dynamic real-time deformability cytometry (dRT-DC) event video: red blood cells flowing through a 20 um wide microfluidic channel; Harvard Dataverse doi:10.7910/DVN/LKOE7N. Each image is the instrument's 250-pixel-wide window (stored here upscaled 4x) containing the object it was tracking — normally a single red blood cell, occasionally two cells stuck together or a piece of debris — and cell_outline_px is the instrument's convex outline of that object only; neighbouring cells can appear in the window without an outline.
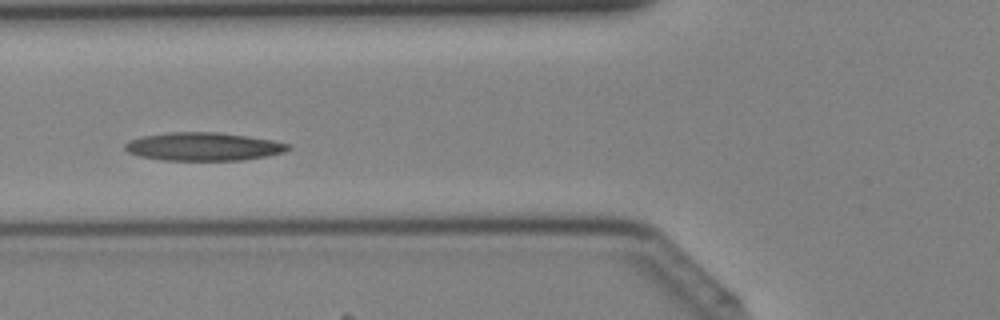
{"species": "Egyptian fruit bat (a non-hibernating species)", "species_latin": "Rousettus aegyptiacus", "temperature_condition": "cold", "stored_images_in_passage": 30, "camera_frame_rate_fps": 3000, "um_per_image_px": 0.085, "animal": {"sex": "female"}, "frame": {"image": 1, "passage_image": 3, "time_ms": 0.667, "image_size_px": [1000, 320], "cell_outline_px": [[292, 148], [284, 152], [244, 160], [160, 160], [140, 156], [128, 152], [124, 148], [124, 144], [128, 140], [140, 136], [168, 132], [216, 132], [272, 140], [292, 144]], "centroid_in_image_um": [17.26, 12.46], "position_along_channel_um": 108.5, "area_um2": 26.88}}
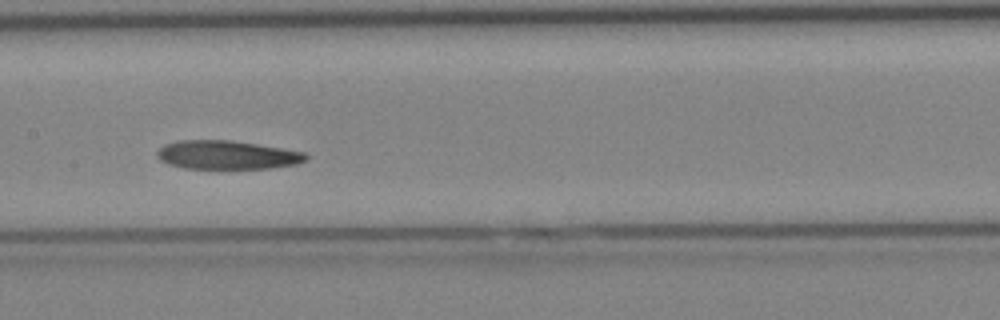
{"frame": {"image": 2, "passage_image": 8, "time_ms": 2.333, "image_size_px": [1000, 320], "cell_outline_px": [[308, 156], [304, 160], [296, 164], [268, 168], [184, 168], [168, 164], [160, 160], [156, 156], [156, 152], [164, 144], [176, 140], [228, 140], [256, 144], [308, 152]], "centroid_in_image_um": [19.26, 13.16], "position_along_channel_um": 188.1, "area_um2": 24.8}}
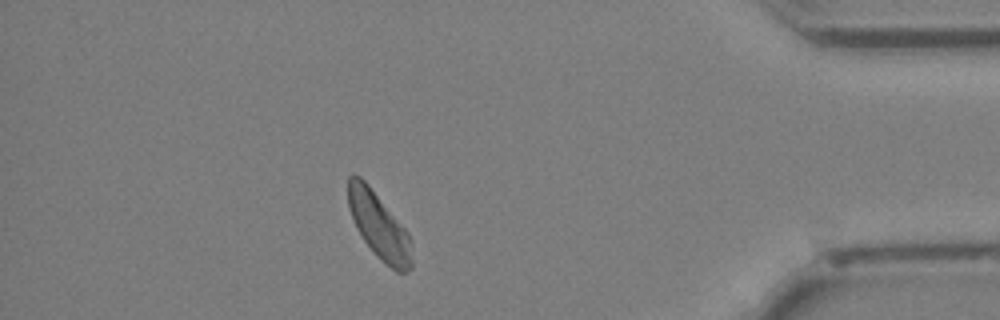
{"frame": {"image": 3, "passage_image": 24, "time_ms": 7.667, "image_size_px": [1000, 320], "cell_outline_px": [[412, 268], [404, 272], [396, 272], [384, 264], [376, 256], [364, 240], [356, 228], [348, 204], [348, 176], [352, 172], [360, 176], [368, 184], [408, 232], [412, 240]], "centroid_in_image_um": [32.23, 19.21], "position_along_channel_um": 403.0, "area_um2": 24.68}}